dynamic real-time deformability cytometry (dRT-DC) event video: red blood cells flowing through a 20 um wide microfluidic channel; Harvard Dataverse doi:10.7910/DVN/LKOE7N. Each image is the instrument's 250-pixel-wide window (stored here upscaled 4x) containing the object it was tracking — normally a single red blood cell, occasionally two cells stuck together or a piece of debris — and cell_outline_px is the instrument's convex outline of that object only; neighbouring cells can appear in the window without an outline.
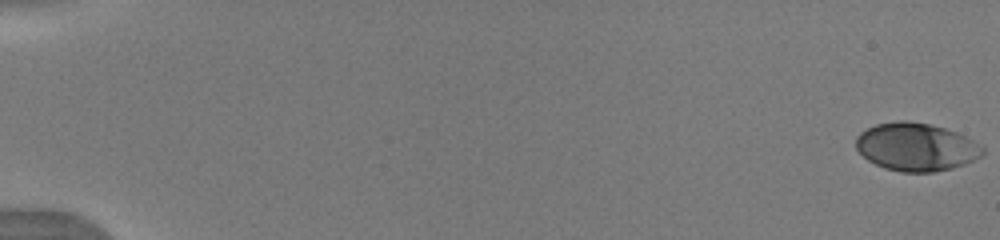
{"species": "human", "species_latin": "Homo sapiens", "temperature_condition": "warm", "stored_images_in_passage": 53, "camera_frame_rate_fps": 3000, "um_per_image_px": 0.085, "donor": {"sex": "male"}, "frame": {"image": 1, "passage_image": 1, "time_ms": 0.0, "image_size_px": [1000, 240], "cell_outline_px": [[984, 152], [980, 156], [964, 164], [952, 168], [932, 172], [900, 172], [884, 168], [868, 160], [856, 148], [856, 136], [860, 132], [876, 124], [896, 120], [904, 120], [928, 124], [944, 128], [956, 132], [972, 140], [984, 148]], "centroid_in_image_um": [77.84, 12.49], "position_along_channel_um": 7.2, "area_um2": 35.2}}
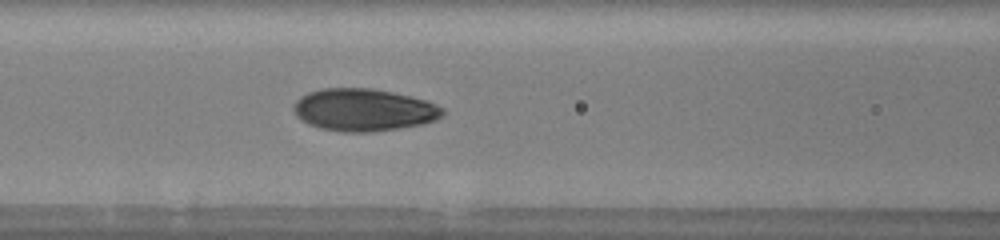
{"frame": {"image": 2, "passage_image": 25, "time_ms": 8.0, "image_size_px": [1000, 240], "cell_outline_px": [[444, 116], [436, 120], [424, 124], [400, 128], [372, 132], [344, 132], [320, 128], [308, 124], [300, 120], [296, 116], [292, 108], [292, 104], [300, 96], [308, 92], [320, 88], [372, 88], [392, 92], [428, 100], [444, 108]], "centroid_in_image_um": [30.91, 9.34], "position_along_channel_um": 135.7, "area_um2": 37.34}}
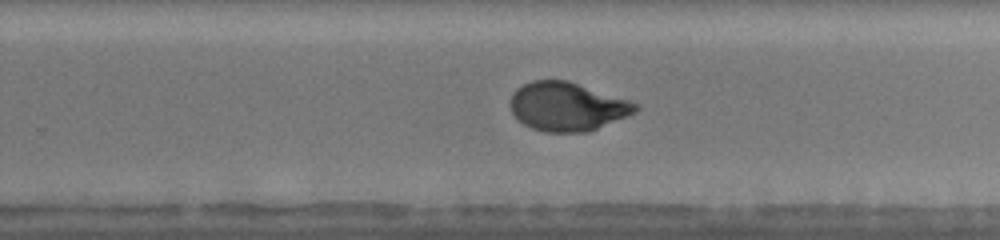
{"frame": {"image": 3, "passage_image": 36, "time_ms": 11.667, "image_size_px": [1000, 240], "cell_outline_px": [[640, 108], [636, 112], [588, 132], [544, 132], [532, 128], [516, 120], [508, 104], [512, 92], [516, 88], [532, 80], [568, 80], [640, 104]], "centroid_in_image_um": [48.17, 9.06], "position_along_channel_um": 281.6, "area_um2": 35.72}, "authors_computed_cell_mechanics": {"area_um2": 35.6048, "velocity_mm_per_s": 3.9919, "shape_relaxation_time_tau1_ms": 3.2959, "shape_relaxation_time_tau2_ms": 0.8742, "deformation_change_tau1": 0.1836, "deformation_change_tau2": 0.0519}}